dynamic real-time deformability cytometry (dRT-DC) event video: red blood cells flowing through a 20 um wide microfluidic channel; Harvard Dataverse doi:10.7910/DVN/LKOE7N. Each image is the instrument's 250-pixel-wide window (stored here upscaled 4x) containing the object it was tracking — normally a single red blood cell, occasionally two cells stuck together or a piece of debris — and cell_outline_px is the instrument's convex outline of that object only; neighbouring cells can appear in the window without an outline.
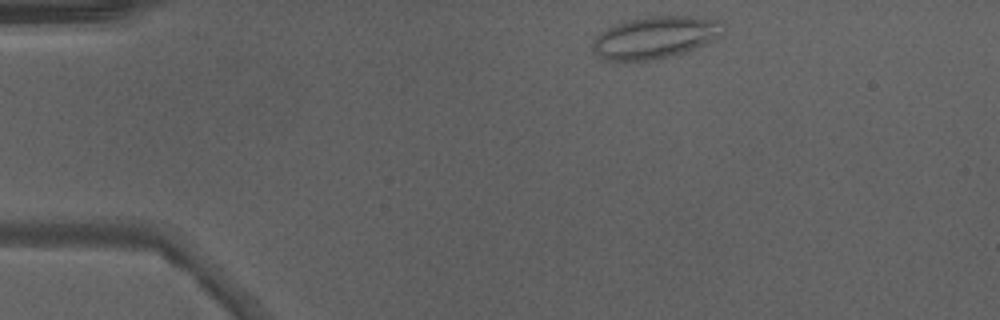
{"species": "Egyptian fruit bat (a non-hibernating species)", "species_latin": "Rousettus aegyptiacus", "temperature_condition": "warm", "stored_images_in_passage": 41, "camera_frame_rate_fps": 3000, "um_per_image_px": 0.085, "animal": {"sex": "male"}, "frame": {"image": 1, "passage_image": 1, "time_ms": 0.0, "image_size_px": [1000, 320], "cell_outline_px": [[724, 32], [716, 40], [684, 52], [660, 60], [604, 60], [596, 56], [592, 48], [592, 40], [600, 32], [620, 20], [652, 16], [696, 16], [724, 20]], "centroid_in_image_um": [55.71, 3.16], "position_along_channel_um": 29.3, "area_um2": 32.83}, "authors_computed_cell_mechanics": {"area_um2": 22.253, "velocity_mm_per_s": 4.2426, "shape_relaxation_time_tau1_ms": null, "shape_relaxation_time_tau2_ms": 1.4966, "deformation_change_tau1": null, "deformation_change_tau2": 0.0907}}